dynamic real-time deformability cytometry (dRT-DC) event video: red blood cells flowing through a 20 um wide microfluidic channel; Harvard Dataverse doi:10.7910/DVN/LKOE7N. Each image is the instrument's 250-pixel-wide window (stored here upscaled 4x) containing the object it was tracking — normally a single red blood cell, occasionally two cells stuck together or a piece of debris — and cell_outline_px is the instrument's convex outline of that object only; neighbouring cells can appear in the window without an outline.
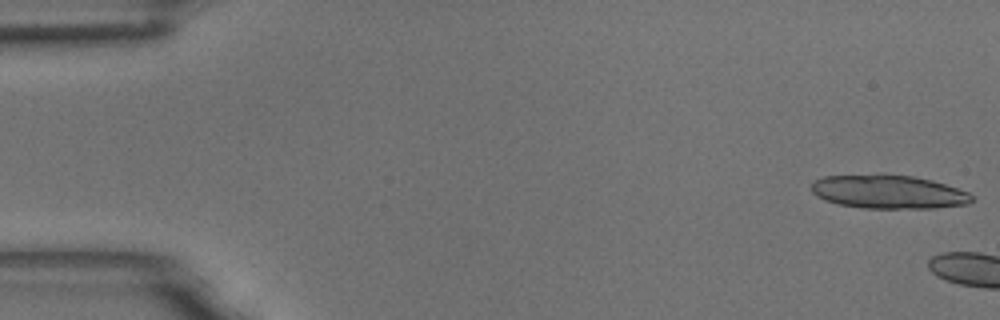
{"species": "common noctule bat (a hibernating species)", "species_latin": "Nyctalus noctula", "temperature_condition": "room temperature", "stored_images_in_passage": 3, "camera_frame_rate_fps": 3000, "um_per_image_px": 0.085, "animal": {"sex": "male", "body_mass_g": 18.8}, "frame": {"image": 1, "passage_image": 1, "time_ms": 0.0, "image_size_px": [1000, 320], "cell_outline_px": [[976, 196], [968, 204], [936, 208], [864, 208], [840, 204], [824, 200], [816, 196], [812, 192], [812, 184], [816, 180], [824, 176], [884, 172], [912, 176], [932, 180], [968, 192]], "centroid_in_image_um": [75.51, 16.28], "position_along_channel_um": 9.5, "area_um2": 32.02}}